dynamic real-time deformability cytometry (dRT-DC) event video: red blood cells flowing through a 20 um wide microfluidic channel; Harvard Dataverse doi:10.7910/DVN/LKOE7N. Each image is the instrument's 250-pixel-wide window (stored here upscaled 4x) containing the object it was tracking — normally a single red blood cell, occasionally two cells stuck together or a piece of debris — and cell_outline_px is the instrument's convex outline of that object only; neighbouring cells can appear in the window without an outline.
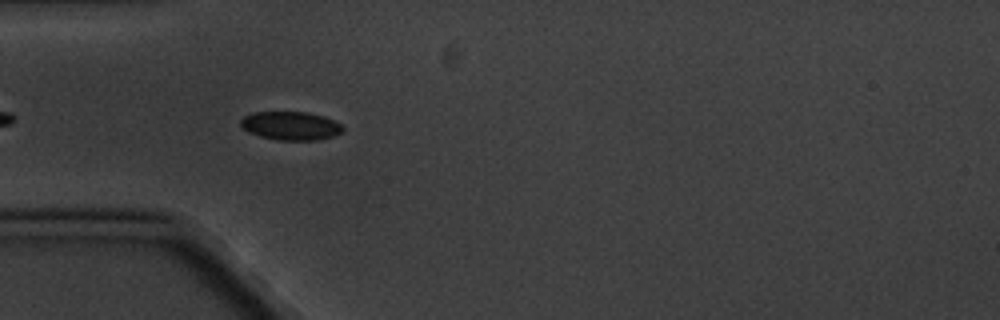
{"species": "common noctule bat (a hibernating species)", "species_latin": "Nyctalus noctula", "temperature_condition": "cold", "stored_images_in_passage": 5, "camera_frame_rate_fps": 3000, "um_per_image_px": 0.085, "animal": {"sex": "male", "body_mass_g": 20.1, "forearm_length_mm": 53.5}, "frame": {"image": 1, "passage_image": 4, "time_ms": 3.333, "image_size_px": [1000, 320], "cell_outline_px": [[344, 128], [340, 132], [332, 136], [316, 140], [276, 140], [260, 136], [248, 132], [240, 124], [240, 120], [244, 116], [252, 112], [308, 112], [324, 116], [340, 124]], "centroid_in_image_um": [24.68, 10.68], "position_along_channel_um": 60.3, "area_um2": 16.88}}